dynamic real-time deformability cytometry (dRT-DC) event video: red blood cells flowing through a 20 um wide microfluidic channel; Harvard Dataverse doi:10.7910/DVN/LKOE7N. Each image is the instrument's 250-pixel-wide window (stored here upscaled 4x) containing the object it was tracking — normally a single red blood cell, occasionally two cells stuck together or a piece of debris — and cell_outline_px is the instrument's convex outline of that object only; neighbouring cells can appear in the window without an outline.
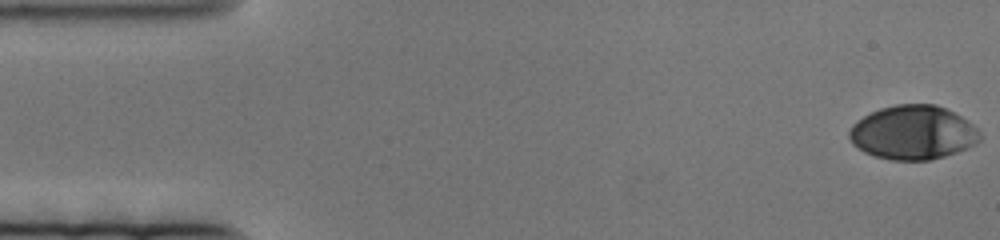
{"species": "human", "species_latin": "Homo sapiens", "temperature_condition": "cold", "stored_images_in_passage": 81, "camera_frame_rate_fps": 3000, "um_per_image_px": 0.085, "donor": {"sex": "female"}, "frame": {"image": 1, "passage_image": 1, "time_ms": 0.0, "image_size_px": [1000, 240], "cell_outline_px": [[980, 140], [976, 144], [968, 148], [944, 156], [928, 160], [892, 160], [876, 156], [864, 152], [856, 148], [852, 144], [848, 136], [848, 132], [852, 124], [864, 116], [880, 108], [896, 104], [936, 104], [968, 120], [980, 132]], "centroid_in_image_um": [77.59, 11.27], "position_along_channel_um": 7.4, "area_um2": 41.15}}
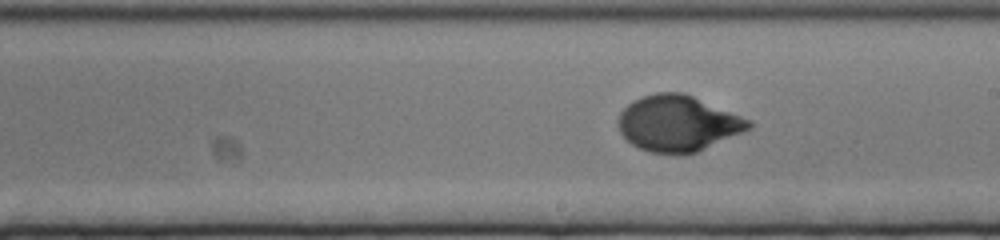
{"frame": {"image": 2, "passage_image": 44, "time_ms": 14.333, "image_size_px": [1000, 240], "cell_outline_px": [[752, 128], [744, 132], [696, 152], [648, 152], [632, 144], [620, 132], [616, 124], [620, 112], [632, 100], [656, 92], [684, 92], [752, 120]], "centroid_in_image_um": [57.63, 10.46], "position_along_channel_um": 231.4, "area_um2": 42.31}}
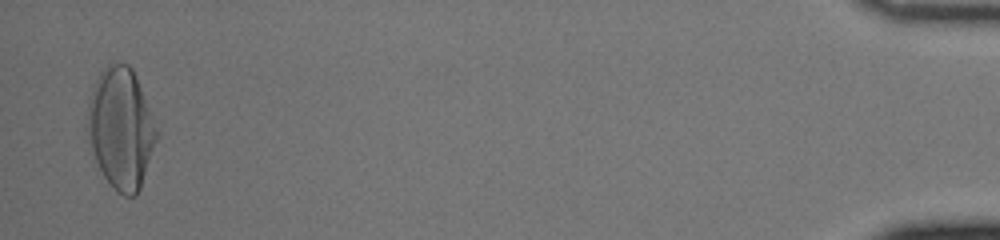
{"frame": {"image": 3, "passage_image": 79, "time_ms": 26.0, "image_size_px": [1000, 240], "cell_outline_px": [[160, 132], [140, 188], [136, 196], [124, 196], [116, 192], [104, 176], [96, 160], [84, 128], [88, 104], [92, 88], [100, 72], [108, 64], [128, 64], [132, 68], [136, 76]], "centroid_in_image_um": [10.28, 10.91], "position_along_channel_um": 424.9, "area_um2": 49.07}}